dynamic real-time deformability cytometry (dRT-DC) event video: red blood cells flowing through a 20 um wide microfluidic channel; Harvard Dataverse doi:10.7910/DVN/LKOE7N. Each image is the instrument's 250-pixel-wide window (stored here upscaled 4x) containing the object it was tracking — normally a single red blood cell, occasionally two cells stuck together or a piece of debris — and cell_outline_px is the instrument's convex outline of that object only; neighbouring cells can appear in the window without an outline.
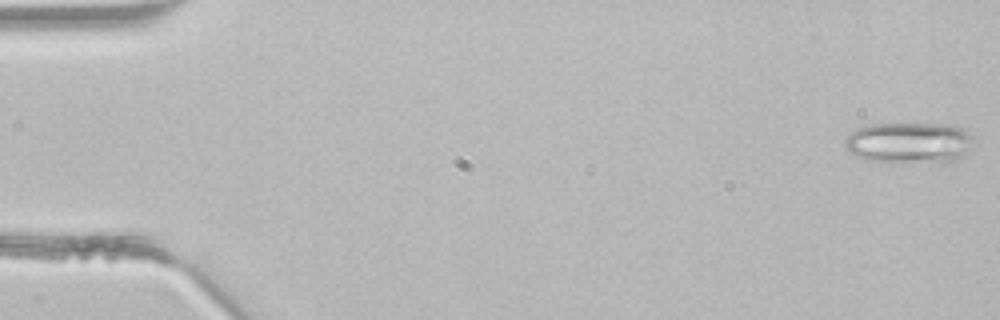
{"species": "common noctule bat (a hibernating species)", "species_latin": "Nyctalus noctula", "temperature_condition": "room temperature", "stored_images_in_passage": 4, "camera_frame_rate_fps": 3000, "um_per_image_px": 0.085, "animal": {"sex": "male", "body_mass_g": 21.5, "forearm_length_mm": 52.0}, "frame": {"image": 1, "passage_image": 4, "time_ms": 1.0, "image_size_px": [1000, 320], "cell_outline_px": [[972, 136], [964, 156], [956, 160], [864, 160], [848, 152], [844, 148], [844, 140], [856, 128], [864, 124], [956, 124], [964, 128]], "centroid_in_image_um": [77.21, 12.07], "position_along_channel_um": 7.8, "area_um2": 30.06}}